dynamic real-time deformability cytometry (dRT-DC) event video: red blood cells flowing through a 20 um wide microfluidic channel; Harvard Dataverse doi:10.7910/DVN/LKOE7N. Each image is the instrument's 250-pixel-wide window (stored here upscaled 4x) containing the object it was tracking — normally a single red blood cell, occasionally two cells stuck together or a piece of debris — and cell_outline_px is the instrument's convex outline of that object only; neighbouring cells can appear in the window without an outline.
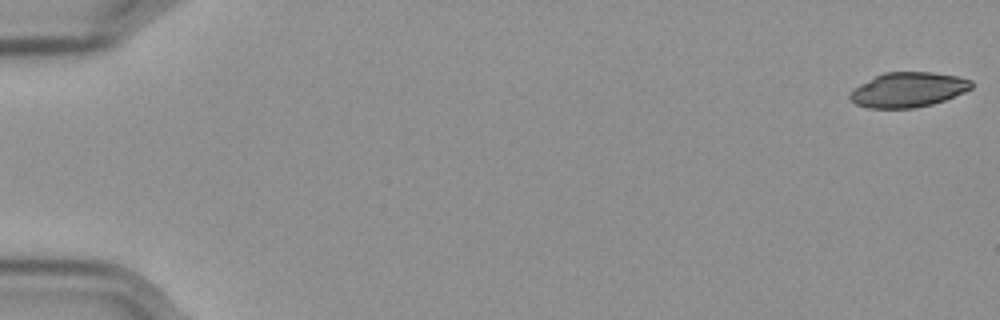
{"species": "Egyptian fruit bat (a non-hibernating species)", "species_latin": "Rousettus aegyptiacus", "temperature_condition": "cold", "stored_images_in_passage": 57, "camera_frame_rate_fps": 3000, "um_per_image_px": 0.085, "frame": {"image": 1, "passage_image": 1, "time_ms": 0.0, "image_size_px": [1000, 320], "cell_outline_px": [[972, 88], [964, 92], [944, 100], [932, 104], [916, 108], [868, 108], [856, 104], [848, 96], [848, 92], [852, 88], [884, 72], [932, 72], [960, 76], [972, 80]], "centroid_in_image_um": [77.18, 7.62], "position_along_channel_um": 7.8, "area_um2": 24.8}}
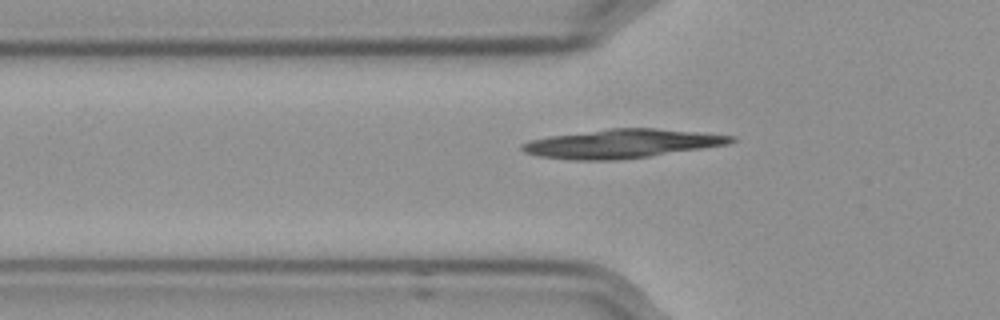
{"frame": {"image": 2, "passage_image": 20, "time_ms": 6.333, "image_size_px": [1000, 320], "cell_outline_px": [[736, 140], [728, 144], [648, 156], [616, 160], [572, 160], [540, 156], [524, 152], [520, 148], [520, 144], [532, 140], [548, 136], [608, 128], [656, 128], [736, 136]], "centroid_in_image_um": [52.82, 12.2], "position_along_channel_um": 73.0, "area_um2": 34.8}}
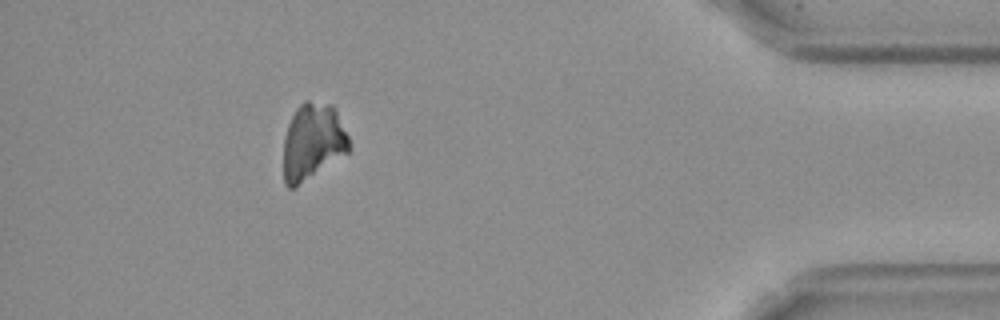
{"frame": {"image": 3, "passage_image": 52, "time_ms": 17.0, "image_size_px": [1000, 320], "cell_outline_px": [[348, 152], [292, 188], [288, 188], [284, 184], [284, 136], [288, 124], [296, 108], [304, 100], [308, 100], [332, 104], [336, 108], [348, 136]], "centroid_in_image_um": [26.56, 11.99], "position_along_channel_um": 408.6, "area_um2": 28.9}}